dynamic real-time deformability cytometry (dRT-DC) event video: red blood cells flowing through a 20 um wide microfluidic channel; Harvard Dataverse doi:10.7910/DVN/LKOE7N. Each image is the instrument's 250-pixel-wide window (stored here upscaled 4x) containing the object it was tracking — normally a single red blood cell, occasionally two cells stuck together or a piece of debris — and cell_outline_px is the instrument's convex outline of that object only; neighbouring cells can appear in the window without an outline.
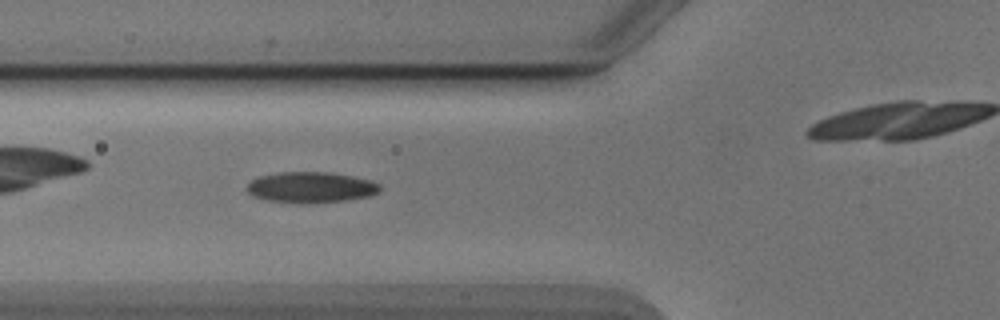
{"species": "Egyptian fruit bat (a non-hibernating species)", "species_latin": "Rousettus aegyptiacus", "temperature_condition": "cold", "stored_images_in_passage": 28, "camera_frame_rate_fps": 3000, "um_per_image_px": 0.085, "animal": {"sex": "male"}, "frame": {"image": 1, "passage_image": 10, "time_ms": 3.0, "image_size_px": [1000, 320], "cell_outline_px": [[380, 192], [368, 196], [348, 200], [300, 204], [268, 200], [252, 196], [244, 188], [252, 180], [260, 176], [280, 172], [328, 172], [352, 176], [372, 180], [380, 184]], "centroid_in_image_um": [26.42, 15.93], "position_along_channel_um": 99.4, "area_um2": 24.04}}
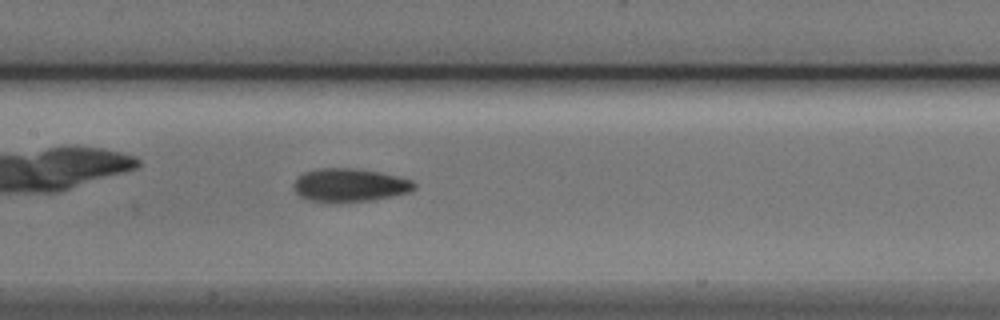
{"frame": {"image": 2, "passage_image": 16, "time_ms": 5.0, "image_size_px": [1000, 320], "cell_outline_px": [[416, 188], [412, 192], [372, 200], [308, 200], [300, 196], [292, 188], [292, 184], [304, 172], [320, 168], [352, 168], [380, 172], [400, 176], [412, 180], [416, 184]], "centroid_in_image_um": [29.78, 15.7], "position_along_channel_um": 177.6, "area_um2": 23.0}}
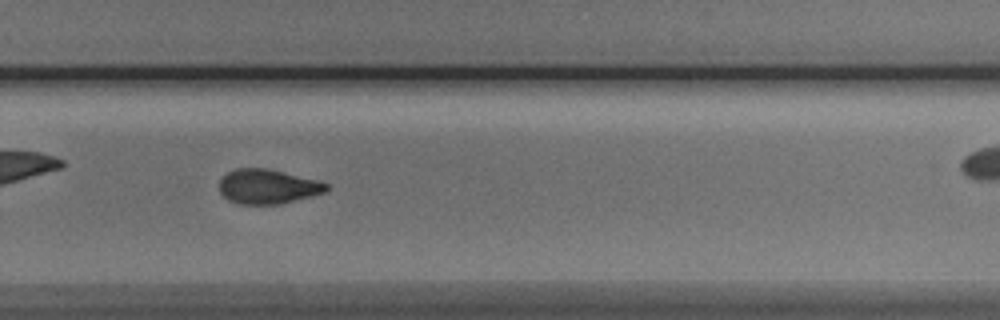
{"frame": {"image": 3, "passage_image": 26, "time_ms": 8.333, "image_size_px": [1000, 320], "cell_outline_px": [[328, 192], [280, 204], [240, 204], [228, 200], [220, 192], [220, 180], [228, 172], [236, 168], [268, 168], [320, 180], [328, 184]], "centroid_in_image_um": [22.8, 15.85], "position_along_channel_um": 307.0, "area_um2": 21.73}}